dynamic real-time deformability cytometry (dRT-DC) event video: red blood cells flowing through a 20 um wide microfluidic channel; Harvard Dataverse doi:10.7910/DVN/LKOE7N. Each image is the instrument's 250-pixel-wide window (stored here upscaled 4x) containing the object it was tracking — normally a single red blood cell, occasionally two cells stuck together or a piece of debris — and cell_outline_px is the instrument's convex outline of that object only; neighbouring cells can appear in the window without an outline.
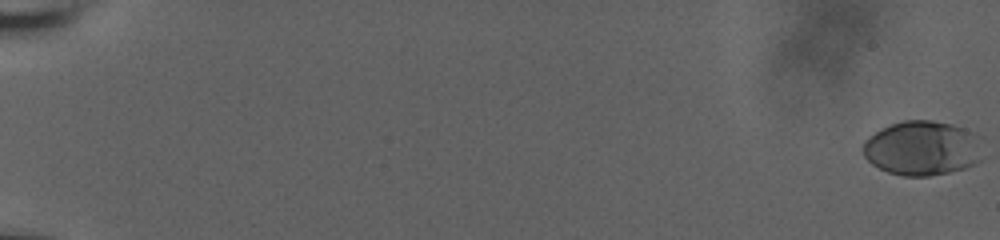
{"species": "human", "species_latin": "Homo sapiens", "temperature_condition": "room temperature", "stored_images_in_passage": 21, "camera_frame_rate_fps": 3000, "um_per_image_px": 0.085, "donor": {"sex": "male"}, "frame": {"image": 1, "passage_image": 1, "time_ms": 0.0, "image_size_px": [1000, 240], "cell_outline_px": [[980, 160], [976, 164], [964, 168], [948, 172], [928, 176], [904, 176], [888, 172], [872, 164], [864, 156], [864, 144], [880, 128], [904, 120], [932, 120], [952, 124], [964, 128], [972, 132]], "centroid_in_image_um": [78.34, 12.6], "position_along_channel_um": 6.7, "area_um2": 37.17}}
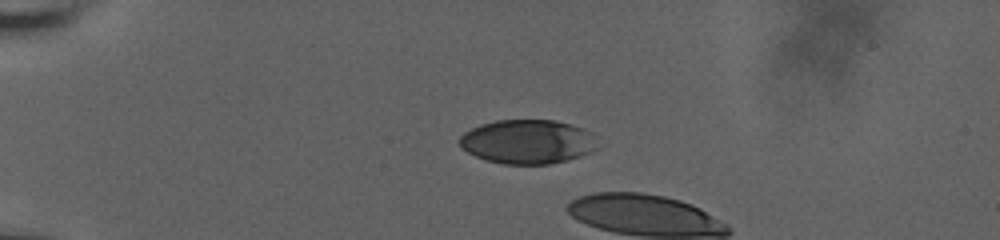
{"frame": {"image": 2, "passage_image": 18, "time_ms": 5.667, "image_size_px": [1000, 240], "cell_outline_px": [[592, 152], [568, 160], [548, 164], [504, 164], [488, 160], [476, 156], [460, 148], [460, 136], [464, 132], [480, 124], [496, 120], [556, 120], [580, 128], [588, 132]], "centroid_in_image_um": [44.72, 12.05], "position_along_channel_um": 40.3, "area_um2": 34.68}}